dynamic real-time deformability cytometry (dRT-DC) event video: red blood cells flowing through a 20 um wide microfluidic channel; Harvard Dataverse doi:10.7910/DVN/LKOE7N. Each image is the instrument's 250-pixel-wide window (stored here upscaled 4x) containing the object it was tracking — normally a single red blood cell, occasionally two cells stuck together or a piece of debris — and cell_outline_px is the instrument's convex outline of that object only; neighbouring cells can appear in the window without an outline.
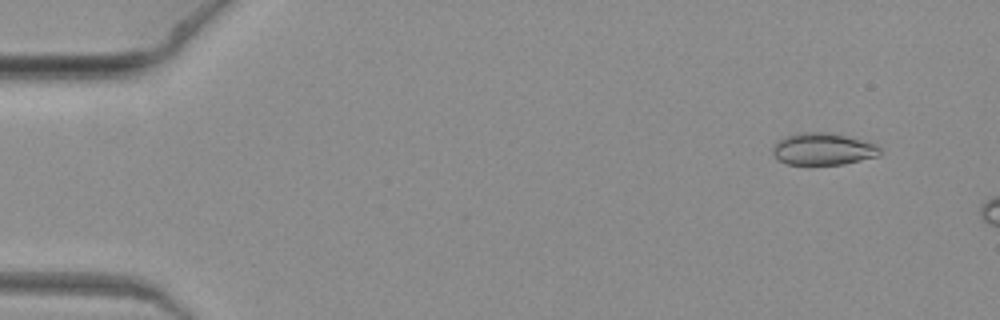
{"species": "common noctule bat (a hibernating species)", "species_latin": "Nyctalus noctula", "temperature_condition": "warm", "stored_images_in_passage": 3, "camera_frame_rate_fps": 3000, "um_per_image_px": 0.085, "animal": {"sex": "female", "body_mass_g": 19.3, "forearm_length_mm": 54.1}, "frame": {"image": 1, "passage_image": 1, "time_ms": 0.0, "image_size_px": [1000, 320], "cell_outline_px": [[880, 156], [844, 164], [788, 164], [776, 160], [772, 152], [772, 148], [776, 140], [784, 136], [800, 132], [828, 132], [848, 136], [876, 144], [880, 148]], "centroid_in_image_um": [69.92, 12.66], "position_along_channel_um": 15.1, "area_um2": 20.29}}